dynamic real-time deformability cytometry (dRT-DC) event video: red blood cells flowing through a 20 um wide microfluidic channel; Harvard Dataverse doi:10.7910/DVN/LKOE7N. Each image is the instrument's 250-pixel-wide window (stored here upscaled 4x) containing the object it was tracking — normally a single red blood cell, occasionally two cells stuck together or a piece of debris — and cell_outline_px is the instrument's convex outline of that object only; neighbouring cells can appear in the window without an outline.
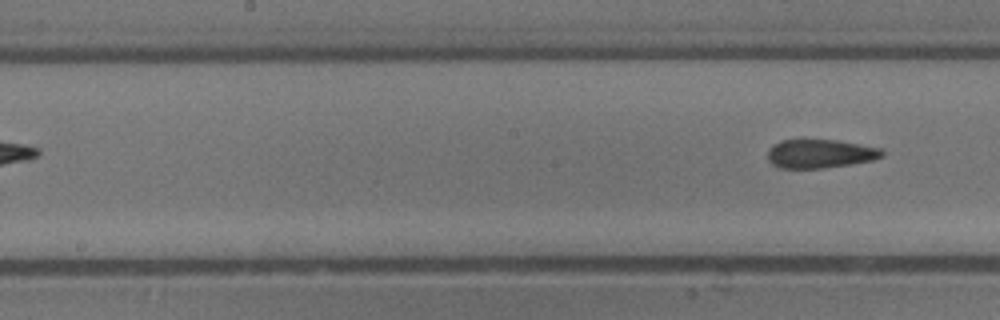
{"species": "common noctule bat (a hibernating species)", "species_latin": "Nyctalus noctula", "temperature_condition": "cold", "stored_images_in_passage": 10, "camera_frame_rate_fps": 3000, "um_per_image_px": 0.085, "animal": {"sex": "male", "body_mass_g": 13.3}, "frame": {"image": 1, "passage_image": 10, "time_ms": 3.0, "image_size_px": [1000, 320], "cell_outline_px": [[884, 156], [872, 160], [824, 168], [780, 168], [772, 164], [768, 160], [768, 148], [772, 144], [780, 140], [836, 140], [880, 148], [884, 152]], "centroid_in_image_um": [69.67, 13.06], "position_along_channel_um": 178.5, "area_um2": 19.07}}